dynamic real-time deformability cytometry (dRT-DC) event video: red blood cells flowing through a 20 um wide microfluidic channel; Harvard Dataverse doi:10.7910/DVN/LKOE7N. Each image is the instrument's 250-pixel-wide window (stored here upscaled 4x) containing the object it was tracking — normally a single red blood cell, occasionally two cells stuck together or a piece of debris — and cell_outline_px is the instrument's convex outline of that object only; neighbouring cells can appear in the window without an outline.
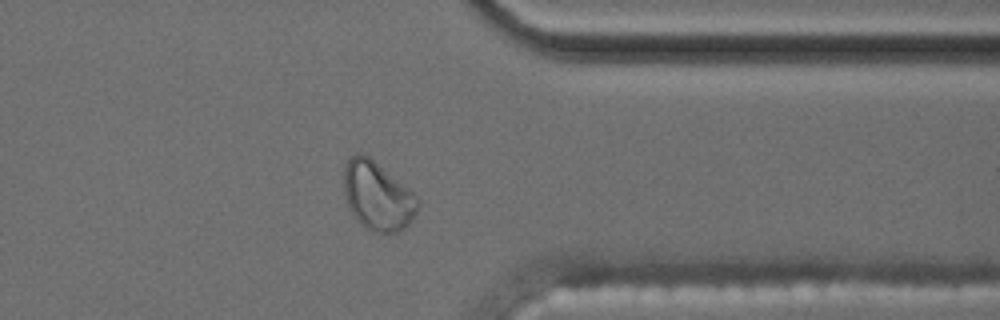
{"species": "common noctule bat (a hibernating species)", "species_latin": "Nyctalus noctula", "temperature_condition": "cold", "stored_images_in_passage": 47, "camera_frame_rate_fps": 3000, "um_per_image_px": 0.085, "animal": {"sex": "male", "body_mass_g": 17.5, "forearm_length_mm": 52.3}, "frame": {"image": 1, "passage_image": 34, "time_ms": 11.0, "image_size_px": [1000, 320], "cell_outline_px": [[420, 204], [412, 220], [400, 232], [376, 232], [364, 228], [356, 220], [348, 208], [344, 192], [344, 164], [356, 152], [360, 152], [368, 156], [412, 192], [420, 200]], "centroid_in_image_um": [32.06, 16.68], "position_along_channel_um": 379.3, "area_um2": 29.48}, "authors_computed_cell_mechanics": {"area_um2": 20.23, "velocity_mm_per_s": 3.4995, "shape_relaxation_time_tau1_ms": null, "shape_relaxation_time_tau2_ms": 2.4784, "deformation_change_tau1": null, "deformation_change_tau2": 0.0628}}